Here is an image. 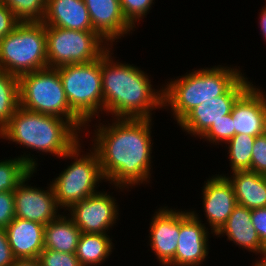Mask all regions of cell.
<instances>
[{"label": "cell", "mask_w": 266, "mask_h": 266, "mask_svg": "<svg viewBox=\"0 0 266 266\" xmlns=\"http://www.w3.org/2000/svg\"><path fill=\"white\" fill-rule=\"evenodd\" d=\"M111 120V124H95L91 137L105 180L119 191L148 184L152 177L153 119Z\"/></svg>", "instance_id": "1"}, {"label": "cell", "mask_w": 266, "mask_h": 266, "mask_svg": "<svg viewBox=\"0 0 266 266\" xmlns=\"http://www.w3.org/2000/svg\"><path fill=\"white\" fill-rule=\"evenodd\" d=\"M112 48L101 56L103 111L112 118L154 119L152 111L164 109L163 86L155 90L140 67L113 60Z\"/></svg>", "instance_id": "2"}, {"label": "cell", "mask_w": 266, "mask_h": 266, "mask_svg": "<svg viewBox=\"0 0 266 266\" xmlns=\"http://www.w3.org/2000/svg\"><path fill=\"white\" fill-rule=\"evenodd\" d=\"M80 133L69 120L19 106L8 124L0 131V139L12 141L42 155L44 152L61 158L82 140Z\"/></svg>", "instance_id": "3"}, {"label": "cell", "mask_w": 266, "mask_h": 266, "mask_svg": "<svg viewBox=\"0 0 266 266\" xmlns=\"http://www.w3.org/2000/svg\"><path fill=\"white\" fill-rule=\"evenodd\" d=\"M235 67L215 65L192 69L190 73L170 79L163 84L164 109H171L178 123L194 107L224 94L243 75L240 67Z\"/></svg>", "instance_id": "4"}, {"label": "cell", "mask_w": 266, "mask_h": 266, "mask_svg": "<svg viewBox=\"0 0 266 266\" xmlns=\"http://www.w3.org/2000/svg\"><path fill=\"white\" fill-rule=\"evenodd\" d=\"M20 106L24 109L69 120L79 131L86 123L70 108L56 68H44L19 77ZM84 130V131H83Z\"/></svg>", "instance_id": "5"}, {"label": "cell", "mask_w": 266, "mask_h": 266, "mask_svg": "<svg viewBox=\"0 0 266 266\" xmlns=\"http://www.w3.org/2000/svg\"><path fill=\"white\" fill-rule=\"evenodd\" d=\"M48 67L45 25L20 22L0 41V70L17 77Z\"/></svg>", "instance_id": "6"}, {"label": "cell", "mask_w": 266, "mask_h": 266, "mask_svg": "<svg viewBox=\"0 0 266 266\" xmlns=\"http://www.w3.org/2000/svg\"><path fill=\"white\" fill-rule=\"evenodd\" d=\"M79 141L70 151L61 157L74 159L59 176L50 181L58 206L67 211L74 203L81 202L99 192L97 187L106 182L96 151L92 148L86 154L81 150ZM98 185V186H97Z\"/></svg>", "instance_id": "7"}, {"label": "cell", "mask_w": 266, "mask_h": 266, "mask_svg": "<svg viewBox=\"0 0 266 266\" xmlns=\"http://www.w3.org/2000/svg\"><path fill=\"white\" fill-rule=\"evenodd\" d=\"M56 69L70 108L87 124V130L91 126L89 123L104 113L101 57L89 63L65 65Z\"/></svg>", "instance_id": "8"}, {"label": "cell", "mask_w": 266, "mask_h": 266, "mask_svg": "<svg viewBox=\"0 0 266 266\" xmlns=\"http://www.w3.org/2000/svg\"><path fill=\"white\" fill-rule=\"evenodd\" d=\"M45 33L49 68L95 61L111 47L96 31L45 26Z\"/></svg>", "instance_id": "9"}, {"label": "cell", "mask_w": 266, "mask_h": 266, "mask_svg": "<svg viewBox=\"0 0 266 266\" xmlns=\"http://www.w3.org/2000/svg\"><path fill=\"white\" fill-rule=\"evenodd\" d=\"M245 73L222 95L190 110L177 124L185 133L200 138L213 123L232 112L237 99L253 84Z\"/></svg>", "instance_id": "10"}, {"label": "cell", "mask_w": 266, "mask_h": 266, "mask_svg": "<svg viewBox=\"0 0 266 266\" xmlns=\"http://www.w3.org/2000/svg\"><path fill=\"white\" fill-rule=\"evenodd\" d=\"M110 192L99 191L81 202L74 203L68 214L81 233H107L116 225L119 206Z\"/></svg>", "instance_id": "11"}, {"label": "cell", "mask_w": 266, "mask_h": 266, "mask_svg": "<svg viewBox=\"0 0 266 266\" xmlns=\"http://www.w3.org/2000/svg\"><path fill=\"white\" fill-rule=\"evenodd\" d=\"M36 172L31 171L13 191L15 217L47 225L60 215L61 208L57 204L51 183L46 187L47 190L26 183Z\"/></svg>", "instance_id": "12"}, {"label": "cell", "mask_w": 266, "mask_h": 266, "mask_svg": "<svg viewBox=\"0 0 266 266\" xmlns=\"http://www.w3.org/2000/svg\"><path fill=\"white\" fill-rule=\"evenodd\" d=\"M193 210H180V233L175 252V266H201L209 254L210 233Z\"/></svg>", "instance_id": "13"}, {"label": "cell", "mask_w": 266, "mask_h": 266, "mask_svg": "<svg viewBox=\"0 0 266 266\" xmlns=\"http://www.w3.org/2000/svg\"><path fill=\"white\" fill-rule=\"evenodd\" d=\"M152 216L149 246L162 266H175V252L180 233V210L160 207Z\"/></svg>", "instance_id": "14"}, {"label": "cell", "mask_w": 266, "mask_h": 266, "mask_svg": "<svg viewBox=\"0 0 266 266\" xmlns=\"http://www.w3.org/2000/svg\"><path fill=\"white\" fill-rule=\"evenodd\" d=\"M204 183L201 193L203 212L210 233L215 235L238 204L233 187L225 176L215 174Z\"/></svg>", "instance_id": "15"}, {"label": "cell", "mask_w": 266, "mask_h": 266, "mask_svg": "<svg viewBox=\"0 0 266 266\" xmlns=\"http://www.w3.org/2000/svg\"><path fill=\"white\" fill-rule=\"evenodd\" d=\"M251 85L235 102L232 108L235 135L253 137L266 132V93Z\"/></svg>", "instance_id": "16"}, {"label": "cell", "mask_w": 266, "mask_h": 266, "mask_svg": "<svg viewBox=\"0 0 266 266\" xmlns=\"http://www.w3.org/2000/svg\"><path fill=\"white\" fill-rule=\"evenodd\" d=\"M89 13L93 30L111 46L134 27L124 17L120 0H83ZM117 39V40H116ZM116 40V41H115Z\"/></svg>", "instance_id": "17"}, {"label": "cell", "mask_w": 266, "mask_h": 266, "mask_svg": "<svg viewBox=\"0 0 266 266\" xmlns=\"http://www.w3.org/2000/svg\"><path fill=\"white\" fill-rule=\"evenodd\" d=\"M44 227L38 222L15 217L5 228L16 259H36L44 250Z\"/></svg>", "instance_id": "18"}, {"label": "cell", "mask_w": 266, "mask_h": 266, "mask_svg": "<svg viewBox=\"0 0 266 266\" xmlns=\"http://www.w3.org/2000/svg\"><path fill=\"white\" fill-rule=\"evenodd\" d=\"M41 22L45 26L94 31L83 0H46V10Z\"/></svg>", "instance_id": "19"}, {"label": "cell", "mask_w": 266, "mask_h": 266, "mask_svg": "<svg viewBox=\"0 0 266 266\" xmlns=\"http://www.w3.org/2000/svg\"><path fill=\"white\" fill-rule=\"evenodd\" d=\"M251 209L237 205L227 219L226 223L215 234L220 237L227 236V240L233 241L236 246L244 248L260 256L266 252L261 240L252 224Z\"/></svg>", "instance_id": "20"}, {"label": "cell", "mask_w": 266, "mask_h": 266, "mask_svg": "<svg viewBox=\"0 0 266 266\" xmlns=\"http://www.w3.org/2000/svg\"><path fill=\"white\" fill-rule=\"evenodd\" d=\"M231 173L230 176L224 173L220 175L231 183L238 205L251 210L266 207V175L251 170Z\"/></svg>", "instance_id": "21"}, {"label": "cell", "mask_w": 266, "mask_h": 266, "mask_svg": "<svg viewBox=\"0 0 266 266\" xmlns=\"http://www.w3.org/2000/svg\"><path fill=\"white\" fill-rule=\"evenodd\" d=\"M62 212L44 227V248L75 253L81 235L73 219Z\"/></svg>", "instance_id": "22"}, {"label": "cell", "mask_w": 266, "mask_h": 266, "mask_svg": "<svg viewBox=\"0 0 266 266\" xmlns=\"http://www.w3.org/2000/svg\"><path fill=\"white\" fill-rule=\"evenodd\" d=\"M112 237L101 233H81L75 255L82 266H98L113 252Z\"/></svg>", "instance_id": "23"}, {"label": "cell", "mask_w": 266, "mask_h": 266, "mask_svg": "<svg viewBox=\"0 0 266 266\" xmlns=\"http://www.w3.org/2000/svg\"><path fill=\"white\" fill-rule=\"evenodd\" d=\"M31 152L6 160H0V192H13L18 184L31 172L37 171L38 158ZM35 158V159H34Z\"/></svg>", "instance_id": "24"}, {"label": "cell", "mask_w": 266, "mask_h": 266, "mask_svg": "<svg viewBox=\"0 0 266 266\" xmlns=\"http://www.w3.org/2000/svg\"><path fill=\"white\" fill-rule=\"evenodd\" d=\"M20 106L19 77L0 70V131Z\"/></svg>", "instance_id": "25"}, {"label": "cell", "mask_w": 266, "mask_h": 266, "mask_svg": "<svg viewBox=\"0 0 266 266\" xmlns=\"http://www.w3.org/2000/svg\"><path fill=\"white\" fill-rule=\"evenodd\" d=\"M254 141L255 137L251 135L238 134L224 144L228 148L231 172L251 170Z\"/></svg>", "instance_id": "26"}, {"label": "cell", "mask_w": 266, "mask_h": 266, "mask_svg": "<svg viewBox=\"0 0 266 266\" xmlns=\"http://www.w3.org/2000/svg\"><path fill=\"white\" fill-rule=\"evenodd\" d=\"M20 22H41L46 0H1Z\"/></svg>", "instance_id": "27"}, {"label": "cell", "mask_w": 266, "mask_h": 266, "mask_svg": "<svg viewBox=\"0 0 266 266\" xmlns=\"http://www.w3.org/2000/svg\"><path fill=\"white\" fill-rule=\"evenodd\" d=\"M233 122L231 113L225 115V118L213 123L212 126L200 137V139L208 141L210 144H220L222 146L223 143L225 144L235 136Z\"/></svg>", "instance_id": "28"}, {"label": "cell", "mask_w": 266, "mask_h": 266, "mask_svg": "<svg viewBox=\"0 0 266 266\" xmlns=\"http://www.w3.org/2000/svg\"><path fill=\"white\" fill-rule=\"evenodd\" d=\"M155 0H120L121 9L127 21L136 28L137 22L140 23L149 11ZM151 8V9H150Z\"/></svg>", "instance_id": "29"}, {"label": "cell", "mask_w": 266, "mask_h": 266, "mask_svg": "<svg viewBox=\"0 0 266 266\" xmlns=\"http://www.w3.org/2000/svg\"><path fill=\"white\" fill-rule=\"evenodd\" d=\"M38 260L42 266H82L75 253H62L46 248L40 253Z\"/></svg>", "instance_id": "30"}, {"label": "cell", "mask_w": 266, "mask_h": 266, "mask_svg": "<svg viewBox=\"0 0 266 266\" xmlns=\"http://www.w3.org/2000/svg\"><path fill=\"white\" fill-rule=\"evenodd\" d=\"M251 171L266 175V132L255 137L252 150Z\"/></svg>", "instance_id": "31"}, {"label": "cell", "mask_w": 266, "mask_h": 266, "mask_svg": "<svg viewBox=\"0 0 266 266\" xmlns=\"http://www.w3.org/2000/svg\"><path fill=\"white\" fill-rule=\"evenodd\" d=\"M15 218L13 192H0V228H6Z\"/></svg>", "instance_id": "32"}, {"label": "cell", "mask_w": 266, "mask_h": 266, "mask_svg": "<svg viewBox=\"0 0 266 266\" xmlns=\"http://www.w3.org/2000/svg\"><path fill=\"white\" fill-rule=\"evenodd\" d=\"M19 23L12 11L0 0V41Z\"/></svg>", "instance_id": "33"}, {"label": "cell", "mask_w": 266, "mask_h": 266, "mask_svg": "<svg viewBox=\"0 0 266 266\" xmlns=\"http://www.w3.org/2000/svg\"><path fill=\"white\" fill-rule=\"evenodd\" d=\"M251 218L261 243L266 249V207L252 209Z\"/></svg>", "instance_id": "34"}, {"label": "cell", "mask_w": 266, "mask_h": 266, "mask_svg": "<svg viewBox=\"0 0 266 266\" xmlns=\"http://www.w3.org/2000/svg\"><path fill=\"white\" fill-rule=\"evenodd\" d=\"M16 258L9 245L5 228H0V266H11Z\"/></svg>", "instance_id": "35"}, {"label": "cell", "mask_w": 266, "mask_h": 266, "mask_svg": "<svg viewBox=\"0 0 266 266\" xmlns=\"http://www.w3.org/2000/svg\"><path fill=\"white\" fill-rule=\"evenodd\" d=\"M11 266H42L38 258L36 259H16Z\"/></svg>", "instance_id": "36"}, {"label": "cell", "mask_w": 266, "mask_h": 266, "mask_svg": "<svg viewBox=\"0 0 266 266\" xmlns=\"http://www.w3.org/2000/svg\"><path fill=\"white\" fill-rule=\"evenodd\" d=\"M261 9L260 16H259V24H260V31L261 35H263L264 41H266V4Z\"/></svg>", "instance_id": "37"}, {"label": "cell", "mask_w": 266, "mask_h": 266, "mask_svg": "<svg viewBox=\"0 0 266 266\" xmlns=\"http://www.w3.org/2000/svg\"><path fill=\"white\" fill-rule=\"evenodd\" d=\"M255 261L253 266H266V252L260 256L259 260L256 259Z\"/></svg>", "instance_id": "38"}]
</instances>
